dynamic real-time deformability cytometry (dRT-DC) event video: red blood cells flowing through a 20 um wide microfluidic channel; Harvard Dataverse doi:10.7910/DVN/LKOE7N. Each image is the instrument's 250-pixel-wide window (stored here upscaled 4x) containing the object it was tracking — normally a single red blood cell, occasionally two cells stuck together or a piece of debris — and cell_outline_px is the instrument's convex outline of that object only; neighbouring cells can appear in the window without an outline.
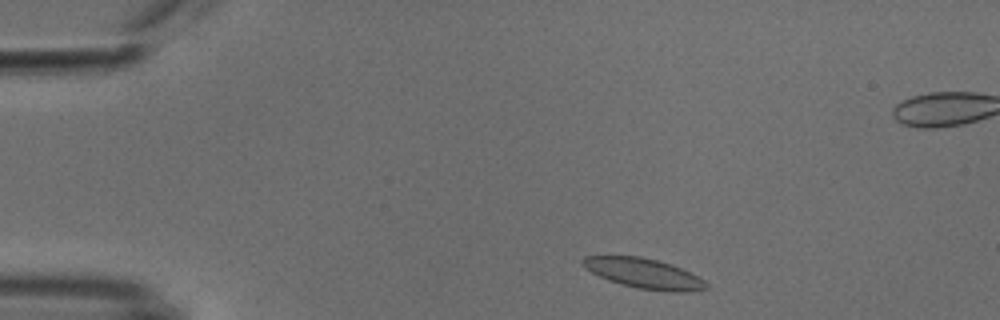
{"species": "common noctule bat (a hibernating species)", "species_latin": "Nyctalus noctula", "temperature_condition": "cold", "stored_images_in_passage": 48, "camera_frame_rate_fps": 3000, "um_per_image_px": 0.085, "animal": {"sex": "male", "body_mass_g": 18.8}, "frame": {"image": 1, "passage_image": 3, "time_ms": 0.667, "image_size_px": [1000, 320], "cell_outline_px": [[708, 288], [692, 292], [672, 292], [636, 288], [620, 284], [608, 280], [592, 272], [580, 260], [584, 256], [640, 256], [672, 264], [704, 280], [708, 284]], "centroid_in_image_um": [54.76, 23.25], "position_along_channel_um": 30.2, "area_um2": 21.44}}
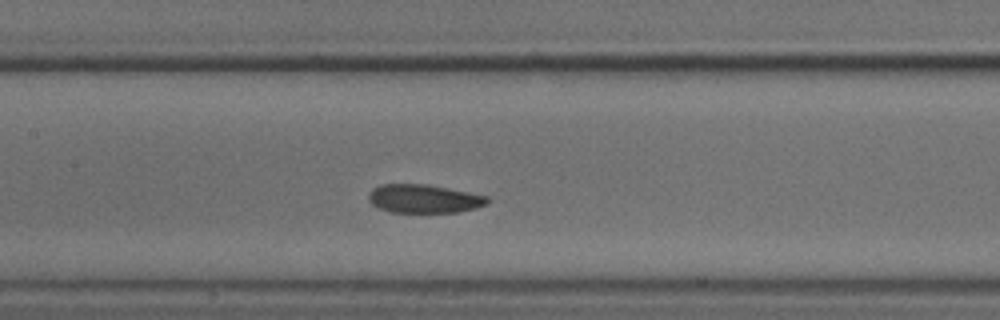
{"frame": {"image": 2, "passage_image": 19, "time_ms": 6.0, "image_size_px": [1000, 320], "cell_outline_px": [[488, 204], [476, 208], [456, 212], [388, 212], [372, 204], [368, 200], [368, 192], [372, 188], [380, 184], [424, 184], [448, 188], [488, 196]], "centroid_in_image_um": [36.0, 16.89], "position_along_channel_um": 171.4, "area_um2": 19.77}}
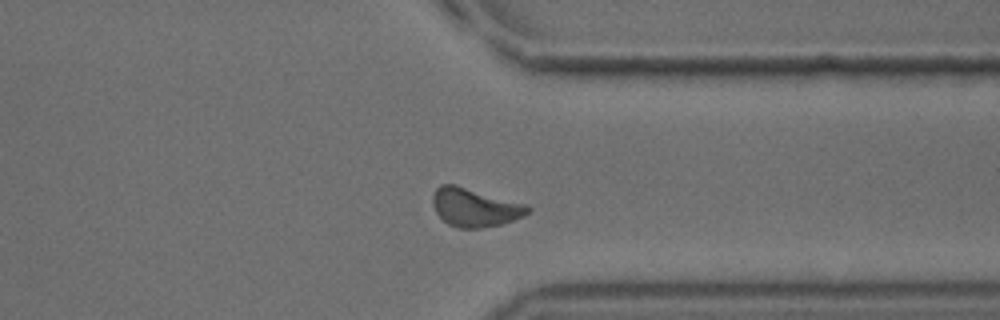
{"frame": {"image": 3, "passage_image": 35, "time_ms": 11.333, "image_size_px": [1000, 320], "cell_outline_px": [[532, 208], [524, 216], [500, 224], [480, 228], [456, 228], [448, 224], [436, 212], [432, 204], [432, 196], [436, 188], [440, 184], [456, 184], [528, 204]], "centroid_in_image_um": [40.36, 17.61], "position_along_channel_um": 371.0, "area_um2": 21.5}, "authors_computed_cell_mechanics": {"area_um2": 20.4034, "velocity_mm_per_s": 3.763, "shape_relaxation_time_tau1_ms": 11.392, "shape_relaxation_time_tau2_ms": 2.6563, "deformation_change_tau1": 0.1416, "deformation_change_tau2": 0.0469}}